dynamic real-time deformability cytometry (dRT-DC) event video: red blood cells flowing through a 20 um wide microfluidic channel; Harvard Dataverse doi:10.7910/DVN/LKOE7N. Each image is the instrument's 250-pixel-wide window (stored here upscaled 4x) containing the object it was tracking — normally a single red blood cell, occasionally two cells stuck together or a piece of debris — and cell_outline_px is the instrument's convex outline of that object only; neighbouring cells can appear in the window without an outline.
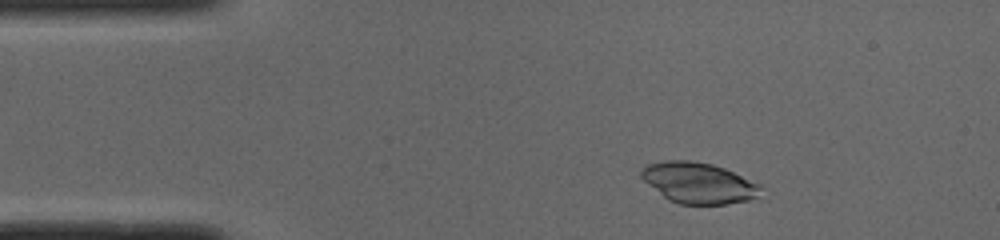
{"species": "common noctule bat (a hibernating species)", "species_latin": "Nyctalus noctula", "temperature_condition": "cold", "stored_images_in_passage": 47, "camera_frame_rate_fps": 3000, "um_per_image_px": 0.085, "animal": {"sex": "male", "body_mass_g": 19.0, "forearm_length_mm": 50.8}, "frame": {"image": 1, "passage_image": 5, "time_ms": 1.333, "image_size_px": [1000, 240], "cell_outline_px": [[764, 184], [760, 196], [748, 200], [724, 204], [680, 204], [668, 200], [648, 184], [640, 176], [640, 172], [648, 164], [664, 160], [692, 160], [712, 164], [724, 168]], "centroid_in_image_um": [59.43, 15.54], "position_along_channel_um": 25.6, "area_um2": 28.73}}
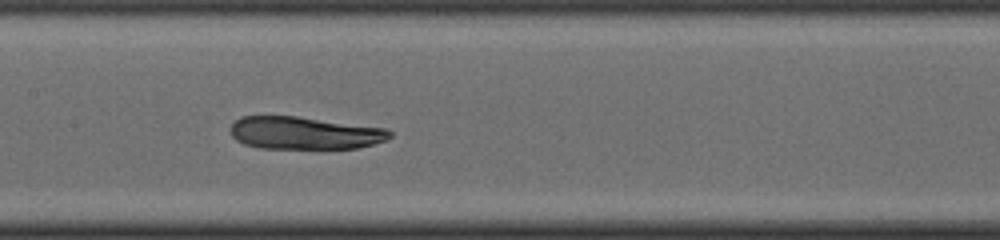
{"frame": {"image": 2, "passage_image": 21, "time_ms": 6.667, "image_size_px": [1000, 240], "cell_outline_px": [[392, 136], [388, 140], [356, 148], [260, 148], [244, 144], [236, 140], [232, 136], [232, 124], [240, 116], [296, 116], [384, 128], [392, 132]], "centroid_in_image_um": [25.88, 11.3], "position_along_channel_um": 181.5, "area_um2": 30.06}}
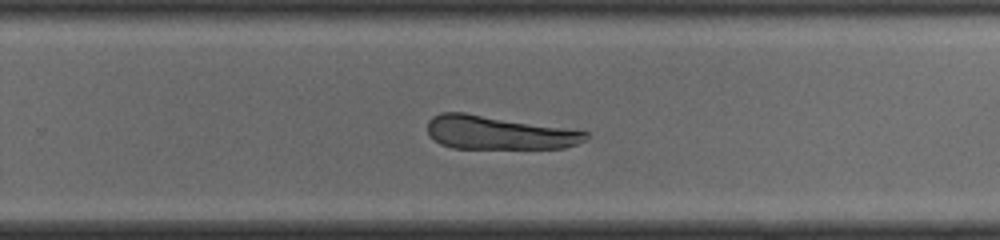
{"frame": {"image": 3, "passage_image": 29, "time_ms": 9.333, "image_size_px": [1000, 240], "cell_outline_px": [[588, 140], [564, 148], [452, 148], [440, 144], [432, 140], [428, 136], [428, 120], [432, 116], [440, 112], [464, 112], [588, 132]], "centroid_in_image_um": [42.31, 11.28], "position_along_channel_um": 287.5, "area_um2": 30.87}}